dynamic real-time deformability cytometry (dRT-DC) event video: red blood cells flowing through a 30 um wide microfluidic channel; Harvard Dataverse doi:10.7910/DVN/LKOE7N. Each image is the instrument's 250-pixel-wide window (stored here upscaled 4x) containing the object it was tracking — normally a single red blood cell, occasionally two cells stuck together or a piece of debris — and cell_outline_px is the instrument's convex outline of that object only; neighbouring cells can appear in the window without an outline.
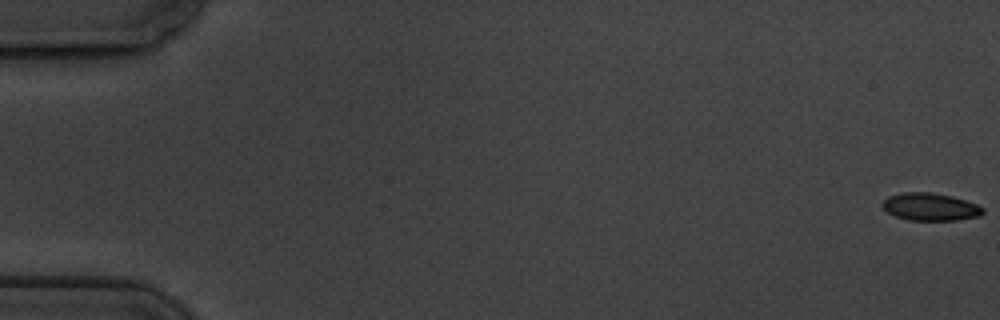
{"species": "common noctule bat (a hibernating species)", "species_latin": "Nyctalus noctula", "temperature_condition": "cold", "stored_images_in_passage": 5, "camera_frame_rate_fps": 3000, "um_per_image_px": 0.085, "animal": {"sex": "male", "body_mass_g": 19.5, "forearm_length_mm": 54.6}, "frame": {"image": 1, "passage_image": 1, "time_ms": 0.0, "image_size_px": [1000, 320], "cell_outline_px": [[984, 212], [980, 216], [956, 220], [908, 220], [896, 216], [888, 212], [880, 204], [888, 196], [904, 192], [932, 192], [952, 196], [976, 204], [984, 208]], "centroid_in_image_um": [79.07, 17.58], "position_along_channel_um": 5.9, "area_um2": 16.13}}
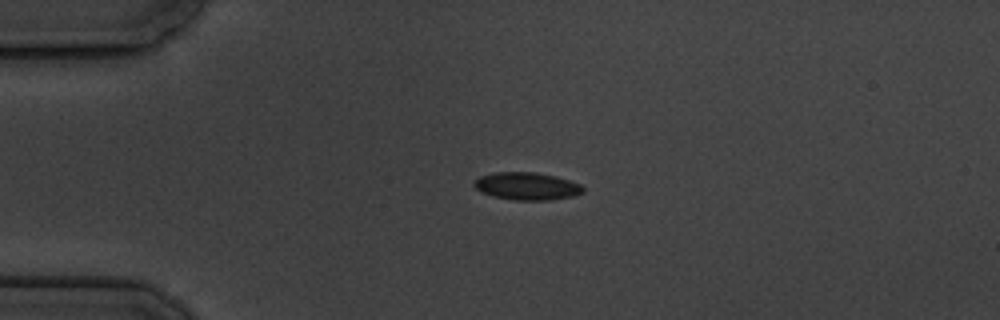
{"frame": {"image": 2, "passage_image": 4, "time_ms": 4.667, "image_size_px": [1000, 320], "cell_outline_px": [[584, 192], [572, 196], [552, 200], [516, 200], [492, 196], [480, 192], [472, 184], [480, 176], [496, 172], [536, 172], [556, 176], [580, 184], [584, 188]], "centroid_in_image_um": [44.78, 15.82], "position_along_channel_um": 40.2, "area_um2": 17.51}}